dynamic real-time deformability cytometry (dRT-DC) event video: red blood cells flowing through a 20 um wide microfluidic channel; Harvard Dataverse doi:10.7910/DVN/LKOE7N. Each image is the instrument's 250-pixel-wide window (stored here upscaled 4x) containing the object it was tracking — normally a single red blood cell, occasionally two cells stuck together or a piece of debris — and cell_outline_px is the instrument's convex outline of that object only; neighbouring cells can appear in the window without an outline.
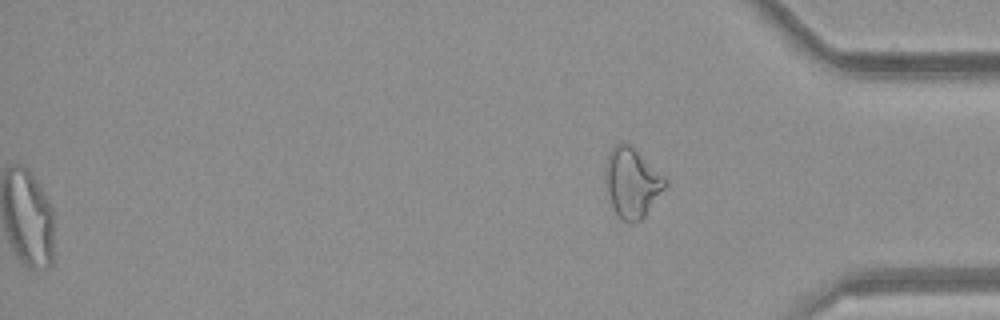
{"species": "common noctule bat (a hibernating species)", "species_latin": "Nyctalus noctula", "temperature_condition": "room temperature", "stored_images_in_passage": 50, "segment_of_instrument_passage": [2, 2], "camera_frame_rate_fps": 3000, "um_per_image_px": 0.085, "animal": {"sex": "female", "body_mass_g": 21.9}, "frame": {"image": 1, "passage_image": 50, "time_ms": 16.333, "image_size_px": [1000, 320], "cell_outline_px": [[668, 184], [644, 216], [640, 220], [628, 224], [616, 212], [612, 204], [604, 180], [604, 168], [608, 152], [616, 144], [632, 144], [668, 180]], "centroid_in_image_um": [53.72, 15.48], "position_along_channel_um": 381.5, "area_um2": 24.28}}